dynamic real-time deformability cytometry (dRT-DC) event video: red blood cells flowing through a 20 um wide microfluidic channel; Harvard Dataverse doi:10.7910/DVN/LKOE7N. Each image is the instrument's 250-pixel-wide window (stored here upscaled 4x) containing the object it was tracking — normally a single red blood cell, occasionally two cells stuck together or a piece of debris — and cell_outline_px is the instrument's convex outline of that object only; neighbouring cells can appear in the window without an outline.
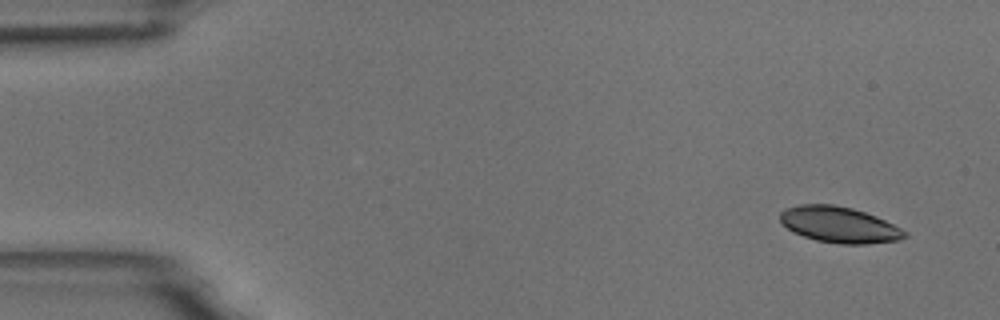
{"species": "common noctule bat (a hibernating species)", "species_latin": "Nyctalus noctula", "temperature_condition": "room temperature", "stored_images_in_passage": 10, "camera_frame_rate_fps": 3000, "um_per_image_px": 0.085, "animal": {"sex": "male", "body_mass_g": 18.8}, "frame": {"image": 1, "passage_image": 1, "time_ms": 0.0, "image_size_px": [1000, 320], "cell_outline_px": [[908, 236], [900, 240], [868, 244], [840, 244], [816, 240], [804, 236], [788, 228], [780, 220], [780, 212], [784, 208], [800, 204], [832, 204], [852, 208], [876, 216], [908, 232]], "centroid_in_image_um": [71.35, 19.1], "position_along_channel_um": 13.6, "area_um2": 26.07}}
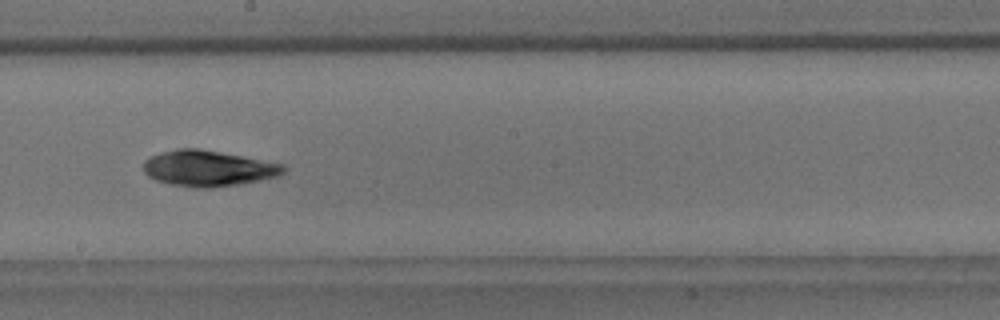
{"frame": {"image": 2, "passage_image": 9, "time_ms": 9.0, "image_size_px": [1000, 320], "cell_outline_px": [[288, 168], [280, 176], [240, 184], [208, 188], [196, 188], [172, 184], [156, 180], [148, 176], [144, 172], [144, 160], [160, 152], [176, 148], [200, 148], [284, 164]], "centroid_in_image_um": [17.72, 14.3], "position_along_channel_um": 230.5, "area_um2": 29.36}}
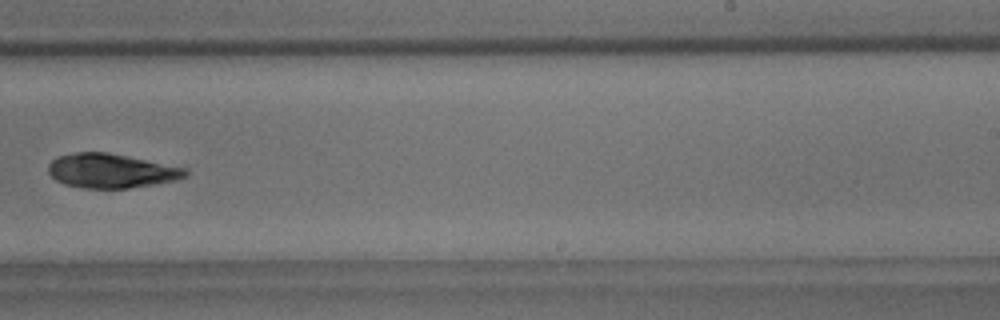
{"frame": {"image": 3, "passage_image": 10, "time_ms": 10.333, "image_size_px": [1000, 320], "cell_outline_px": [[188, 176], [176, 180], [156, 184], [128, 188], [80, 188], [64, 184], [56, 180], [48, 172], [48, 164], [52, 160], [60, 156], [76, 152], [108, 152], [188, 168]], "centroid_in_image_um": [9.48, 14.52], "position_along_channel_um": 279.5, "area_um2": 27.51}}